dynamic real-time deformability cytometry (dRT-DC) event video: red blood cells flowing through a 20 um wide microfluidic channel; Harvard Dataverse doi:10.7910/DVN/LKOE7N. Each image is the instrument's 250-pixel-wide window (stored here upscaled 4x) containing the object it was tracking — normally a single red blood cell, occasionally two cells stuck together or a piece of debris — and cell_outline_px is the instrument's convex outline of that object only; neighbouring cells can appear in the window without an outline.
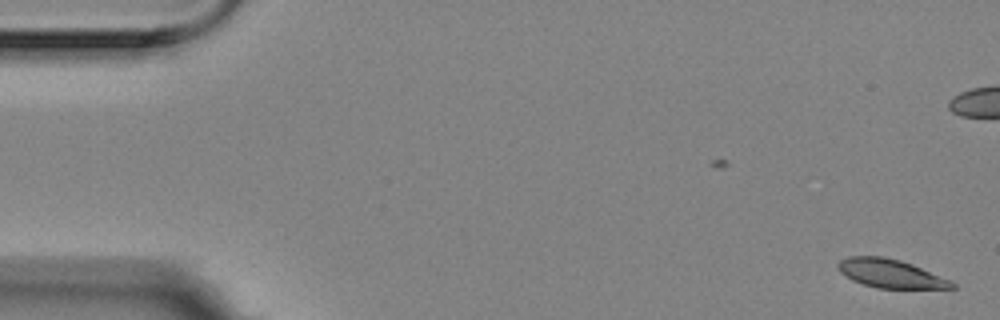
{"species": "Egyptian fruit bat (a non-hibernating species)", "species_latin": "Rousettus aegyptiacus", "temperature_condition": "room temperature", "stored_images_in_passage": 57, "camera_frame_rate_fps": 3000, "um_per_image_px": 0.085, "animal": {"sex": "female"}, "frame": {"image": 1, "passage_image": 1, "time_ms": 0.0, "image_size_px": [1000, 320], "cell_outline_px": [[956, 288], [876, 288], [852, 280], [840, 272], [836, 268], [836, 264], [840, 260], [848, 256], [884, 256], [900, 260], [912, 264], [952, 280], [956, 284]], "centroid_in_image_um": [75.69, 23.24], "position_along_channel_um": 9.3, "area_um2": 19.07}}
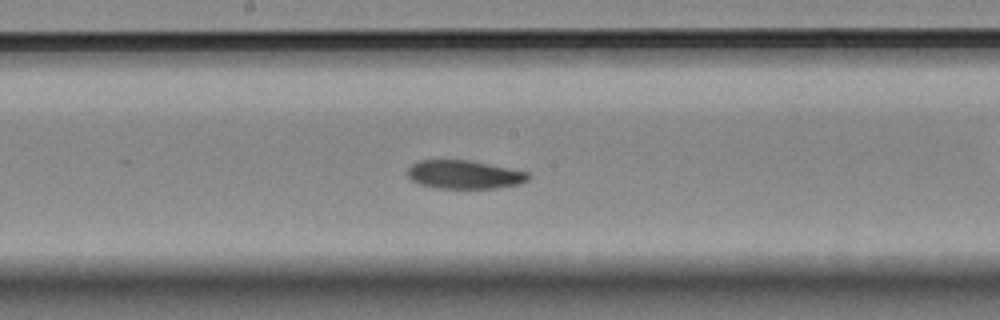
{"frame": {"image": 2, "passage_image": 29, "time_ms": 9.333, "image_size_px": [1000, 320], "cell_outline_px": [[532, 176], [528, 180], [516, 184], [496, 188], [432, 188], [420, 184], [412, 180], [408, 176], [408, 168], [412, 164], [420, 160], [468, 160], [528, 172]], "centroid_in_image_um": [39.44, 14.84], "position_along_channel_um": 208.8, "area_um2": 19.88}}
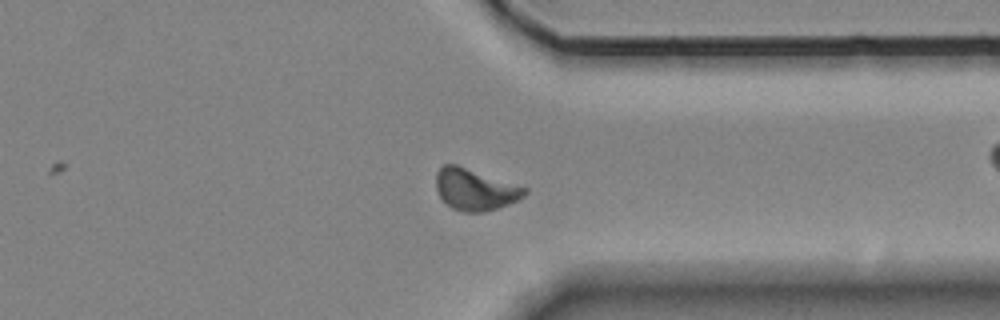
{"frame": {"image": 3, "passage_image": 43, "time_ms": 14.0, "image_size_px": [1000, 320], "cell_outline_px": [[528, 192], [524, 196], [508, 204], [484, 212], [464, 212], [452, 208], [440, 196], [436, 188], [436, 172], [444, 164], [456, 164], [528, 188]], "centroid_in_image_um": [40.37, 16.1], "position_along_channel_um": 371.0, "area_um2": 21.21}}